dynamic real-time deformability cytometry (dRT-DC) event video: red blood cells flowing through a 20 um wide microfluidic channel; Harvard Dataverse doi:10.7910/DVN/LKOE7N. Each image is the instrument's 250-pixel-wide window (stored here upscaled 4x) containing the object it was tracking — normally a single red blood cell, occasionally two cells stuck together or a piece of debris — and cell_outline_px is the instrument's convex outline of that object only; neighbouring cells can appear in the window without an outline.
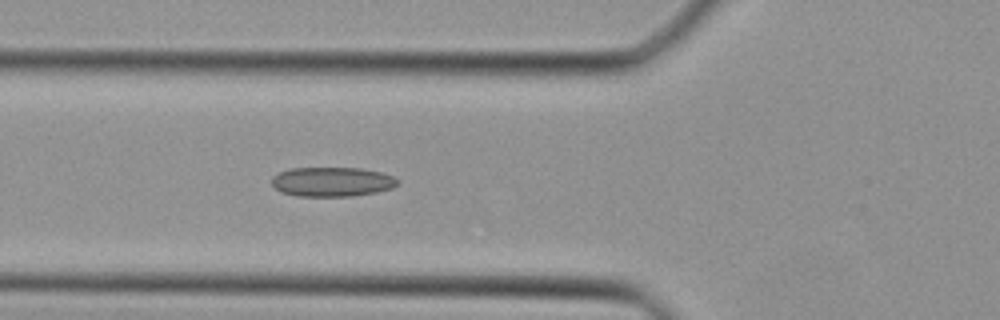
{"species": "Egyptian fruit bat (a non-hibernating species)", "species_latin": "Rousettus aegyptiacus", "temperature_condition": "cold", "stored_images_in_passage": 12, "camera_frame_rate_fps": 3000, "um_per_image_px": 0.085, "animal": {"sex": "female"}, "frame": {"image": 1, "passage_image": 3, "time_ms": 0.667, "image_size_px": [1000, 320], "cell_outline_px": [[400, 184], [392, 188], [376, 192], [352, 196], [296, 196], [280, 192], [272, 184], [272, 176], [288, 168], [364, 168], [380, 172], [392, 176]], "centroid_in_image_um": [28.21, 15.45], "position_along_channel_um": 97.6, "area_um2": 21.68}}
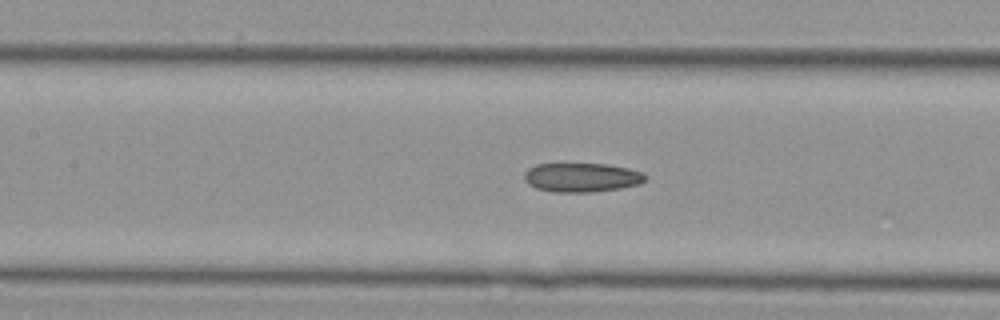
{"frame": {"image": 2, "passage_image": 7, "time_ms": 2.0, "image_size_px": [1000, 320], "cell_outline_px": [[648, 176], [640, 184], [620, 188], [588, 192], [552, 192], [536, 188], [528, 184], [524, 180], [524, 172], [528, 168], [536, 164], [608, 164], [628, 168], [640, 172]], "centroid_in_image_um": [49.41, 15.08], "position_along_channel_um": 158.0, "area_um2": 20.52}}
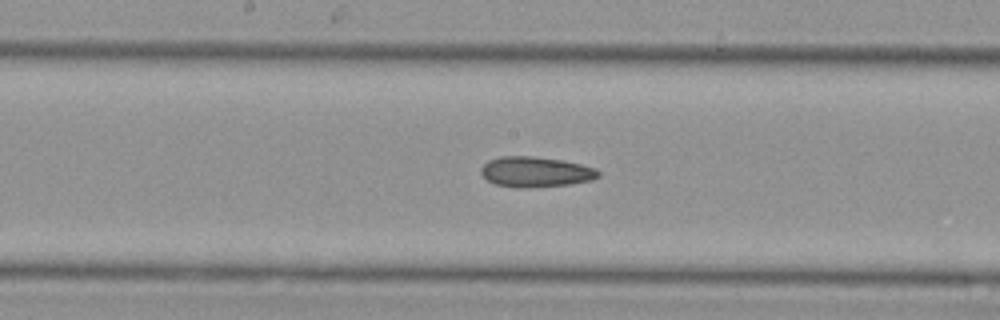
{"frame": {"image": 3, "passage_image": 10, "time_ms": 3.0, "image_size_px": [1000, 320], "cell_outline_px": [[600, 176], [592, 180], [572, 184], [520, 188], [516, 188], [496, 184], [488, 180], [480, 172], [480, 168], [488, 160], [500, 156], [532, 156], [564, 160], [596, 168], [600, 172]], "centroid_in_image_um": [45.54, 14.6], "position_along_channel_um": 202.7, "area_um2": 20.87}}